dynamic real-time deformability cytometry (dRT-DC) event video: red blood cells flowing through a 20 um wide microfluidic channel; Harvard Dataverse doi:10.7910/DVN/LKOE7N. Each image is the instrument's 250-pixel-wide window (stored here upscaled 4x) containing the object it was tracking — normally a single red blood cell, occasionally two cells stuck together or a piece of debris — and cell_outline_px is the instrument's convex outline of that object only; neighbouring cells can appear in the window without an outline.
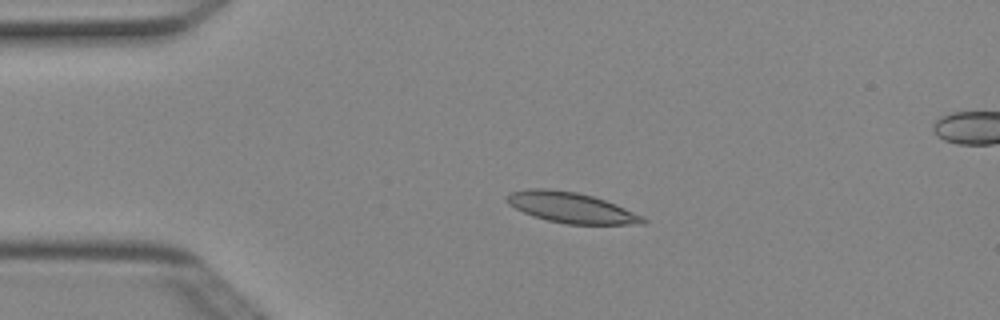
{"species": "Egyptian fruit bat (a non-hibernating species)", "species_latin": "Rousettus aegyptiacus", "temperature_condition": "cold", "stored_images_in_passage": 5, "segment_of_instrument_passage": [1, 2], "camera_frame_rate_fps": 3000, "um_per_image_px": 0.085, "animal": {"sex": "female"}, "frame": {"image": 1, "passage_image": 3, "time_ms": 0.667, "image_size_px": [1000, 320], "cell_outline_px": [[648, 220], [644, 224], [568, 224], [548, 220], [532, 216], [508, 204], [504, 200], [504, 196], [512, 192], [528, 188], [544, 188], [576, 192], [592, 196], [616, 204], [644, 216]], "centroid_in_image_um": [48.54, 17.64], "position_along_channel_um": 36.5, "area_um2": 24.22}}